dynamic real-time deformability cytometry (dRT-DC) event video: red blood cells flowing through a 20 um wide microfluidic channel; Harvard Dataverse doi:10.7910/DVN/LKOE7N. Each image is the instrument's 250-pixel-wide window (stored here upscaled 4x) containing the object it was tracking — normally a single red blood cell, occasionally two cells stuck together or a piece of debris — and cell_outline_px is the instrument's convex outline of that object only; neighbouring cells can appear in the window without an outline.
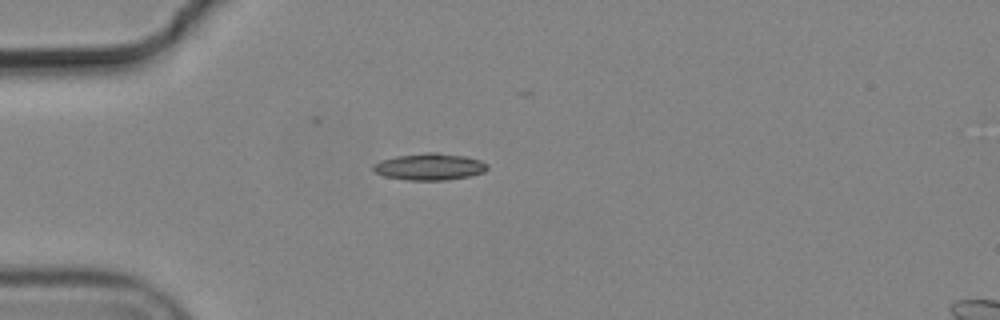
{"species": "common noctule bat (a hibernating species)", "species_latin": "Nyctalus noctula", "temperature_condition": "cold", "stored_images_in_passage": 6, "camera_frame_rate_fps": 3000, "um_per_image_px": 0.085, "animal": {"sex": "male", "body_mass_g": 19.2, "forearm_length_mm": 51.8}, "frame": {"image": 1, "passage_image": 4, "time_ms": 1.0, "image_size_px": [1000, 320], "cell_outline_px": [[488, 168], [484, 172], [468, 176], [444, 180], [408, 180], [384, 176], [376, 172], [372, 168], [372, 164], [380, 160], [396, 156], [424, 152], [436, 152], [464, 156], [480, 160], [488, 164]], "centroid_in_image_um": [36.49, 14.16], "position_along_channel_um": 48.5, "area_um2": 17.8}}
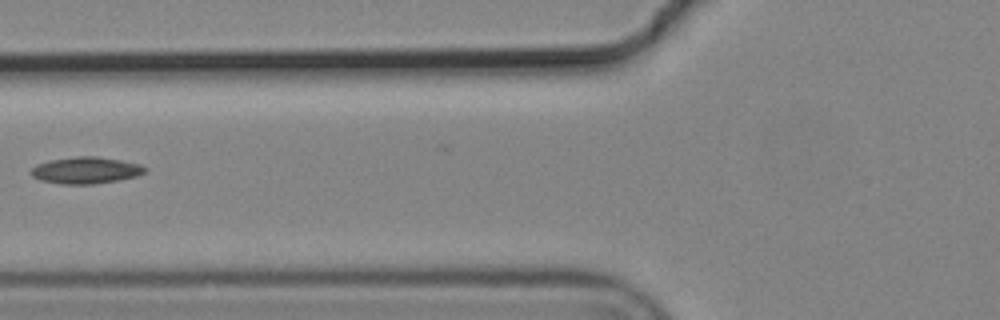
{"frame": {"image": 2, "passage_image": 6, "time_ms": 1.667, "image_size_px": [1000, 320], "cell_outline_px": [[148, 168], [144, 172], [136, 176], [116, 180], [92, 184], [60, 184], [40, 180], [32, 176], [32, 168], [36, 164], [48, 160], [76, 156], [96, 156], [120, 160], [140, 164]], "centroid_in_image_um": [7.27, 14.47], "position_along_channel_um": 118.5, "area_um2": 17.63}}